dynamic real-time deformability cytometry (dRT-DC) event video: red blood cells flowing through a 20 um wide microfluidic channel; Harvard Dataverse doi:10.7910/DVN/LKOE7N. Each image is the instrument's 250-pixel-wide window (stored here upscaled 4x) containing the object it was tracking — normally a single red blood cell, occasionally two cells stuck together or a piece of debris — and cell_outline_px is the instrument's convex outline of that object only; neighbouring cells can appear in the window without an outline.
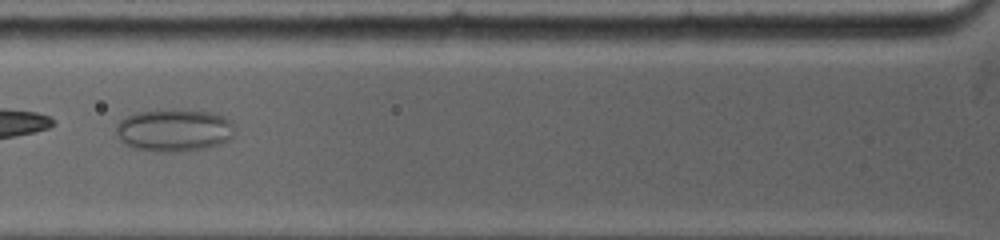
{"species": "common noctule bat (a hibernating species)", "species_latin": "Nyctalus noctula", "temperature_condition": "warm", "stored_images_in_passage": 6, "camera_frame_rate_fps": 5000, "um_per_image_px": 0.085, "animal": {"sex": "female", "body_mass_g": 19.0, "forearm_length_mm": 53.3}, "frame": {"image": 1, "passage_image": 4, "time_ms": 1.2, "image_size_px": [1000, 240], "cell_outline_px": [[232, 136], [228, 140], [220, 144], [204, 148], [176, 152], [164, 152], [136, 148], [128, 144], [116, 132], [116, 128], [120, 120], [128, 116], [140, 112], [204, 112], [224, 116], [232, 124]], "centroid_in_image_um": [14.82, 11.11], "position_along_channel_um": 111.0, "area_um2": 27.86}}